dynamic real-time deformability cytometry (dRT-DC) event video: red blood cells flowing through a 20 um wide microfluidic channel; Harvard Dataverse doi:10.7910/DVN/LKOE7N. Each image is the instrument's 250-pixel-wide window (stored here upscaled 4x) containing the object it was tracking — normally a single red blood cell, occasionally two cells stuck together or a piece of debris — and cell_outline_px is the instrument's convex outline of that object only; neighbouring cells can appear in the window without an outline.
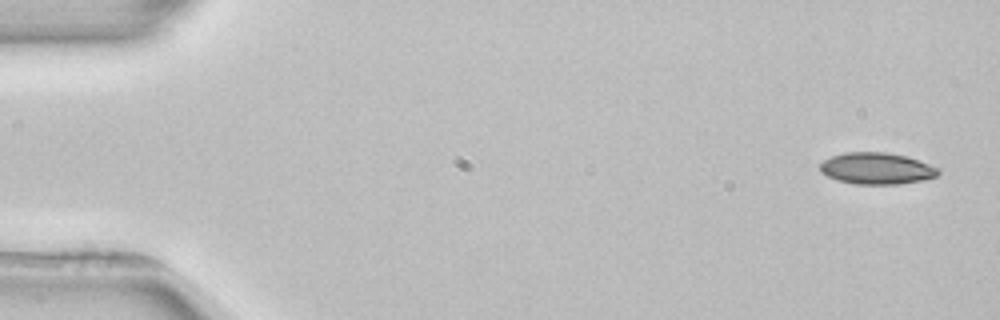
{"species": "common noctule bat (a hibernating species)", "species_latin": "Nyctalus noctula", "temperature_condition": "room temperature", "stored_images_in_passage": 4, "camera_frame_rate_fps": 3000, "um_per_image_px": 0.085, "animal": {"sex": "female", "body_mass_g": 22.7, "forearm_length_mm": 54.2}, "frame": {"image": 1, "passage_image": 1, "time_ms": 0.0, "image_size_px": [1000, 320], "cell_outline_px": [[940, 172], [936, 176], [920, 180], [900, 184], [856, 184], [836, 180], [820, 172], [820, 164], [824, 160], [832, 156], [844, 152], [888, 152], [908, 156], [940, 168]], "centroid_in_image_um": [74.52, 14.31], "position_along_channel_um": 10.5, "area_um2": 21.85}}
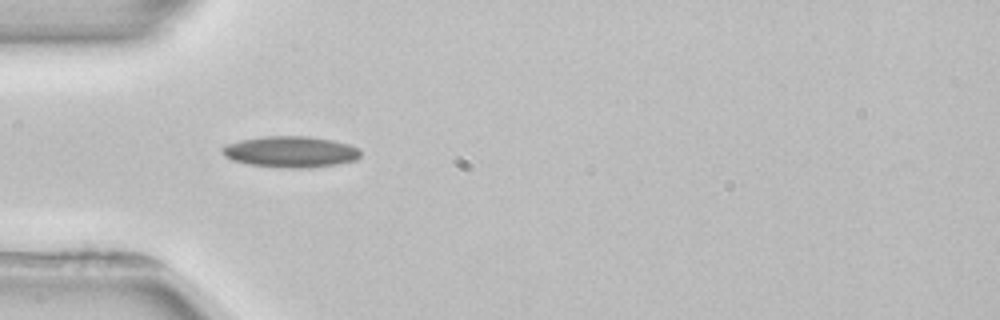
{"frame": {"image": 2, "passage_image": 4, "time_ms": 4.667, "image_size_px": [1000, 320], "cell_outline_px": [[360, 156], [356, 160], [336, 164], [308, 168], [284, 168], [248, 164], [232, 160], [224, 156], [220, 152], [220, 148], [228, 144], [240, 140], [264, 136], [308, 136], [332, 140], [348, 144], [356, 148], [360, 152]], "centroid_in_image_um": [24.66, 12.9], "position_along_channel_um": 60.3, "area_um2": 25.14}}